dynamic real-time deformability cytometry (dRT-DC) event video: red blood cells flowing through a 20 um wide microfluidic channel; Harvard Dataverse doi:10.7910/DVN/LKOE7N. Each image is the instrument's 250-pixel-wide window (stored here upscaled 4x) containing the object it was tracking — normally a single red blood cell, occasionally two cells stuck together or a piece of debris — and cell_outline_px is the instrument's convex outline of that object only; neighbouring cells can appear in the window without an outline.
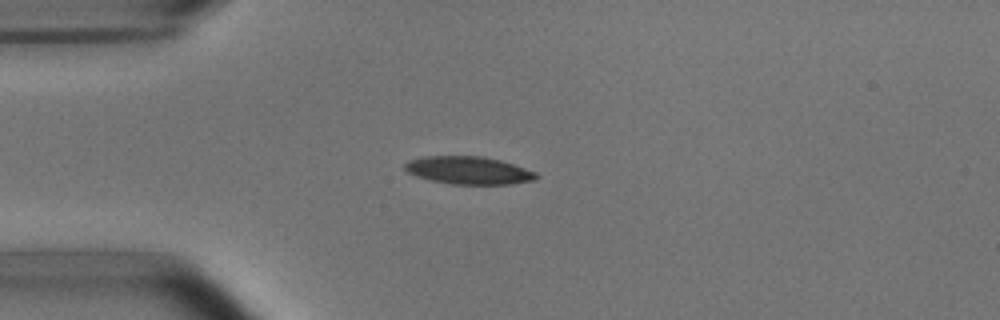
{"species": "common noctule bat (a hibernating species)", "species_latin": "Nyctalus noctula", "temperature_condition": "room temperature", "stored_images_in_passage": 40, "camera_frame_rate_fps": 3000, "um_per_image_px": 0.085, "animal": {"sex": "male", "body_mass_g": 15.6}, "frame": {"image": 1, "passage_image": 1, "time_ms": 0.0, "image_size_px": [1000, 320], "cell_outline_px": [[540, 176], [536, 180], [512, 184], [452, 184], [432, 180], [416, 176], [408, 172], [404, 168], [404, 164], [408, 160], [424, 156], [484, 156], [500, 160], [536, 172]], "centroid_in_image_um": [39.84, 14.48], "position_along_channel_um": 45.2, "area_um2": 21.27}}
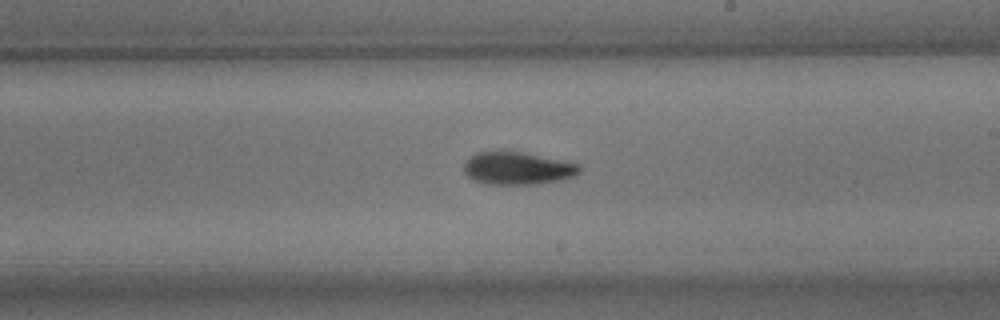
{"frame": {"image": 2, "passage_image": 18, "time_ms": 5.667, "image_size_px": [1000, 320], "cell_outline_px": [[580, 172], [576, 176], [560, 180], [540, 184], [484, 184], [472, 180], [464, 172], [464, 164], [476, 152], [524, 152], [580, 164]], "centroid_in_image_um": [44.01, 14.32], "position_along_channel_um": 245.0, "area_um2": 21.96}}
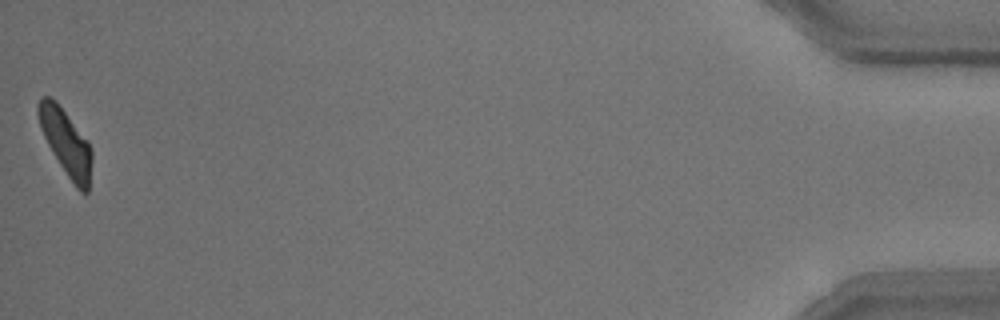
{"frame": {"image": 3, "passage_image": 40, "time_ms": 13.0, "image_size_px": [1000, 320], "cell_outline_px": [[92, 160], [88, 192], [80, 192], [76, 188], [60, 164], [48, 144], [44, 136], [36, 112], [36, 104], [44, 96], [48, 96], [56, 100], [88, 140], [92, 152]], "centroid_in_image_um": [5.61, 12.08], "position_along_channel_um": 429.6, "area_um2": 20.4}, "authors_computed_cell_mechanics": {"area_um2": 21.6172, "velocity_mm_per_s": 3.8035, "shape_relaxation_time_tau1_ms": 3.5495, "shape_relaxation_time_tau2_ms": 3.6652, "deformation_change_tau1": 0.1687, "deformation_change_tau2": 0.1084}}